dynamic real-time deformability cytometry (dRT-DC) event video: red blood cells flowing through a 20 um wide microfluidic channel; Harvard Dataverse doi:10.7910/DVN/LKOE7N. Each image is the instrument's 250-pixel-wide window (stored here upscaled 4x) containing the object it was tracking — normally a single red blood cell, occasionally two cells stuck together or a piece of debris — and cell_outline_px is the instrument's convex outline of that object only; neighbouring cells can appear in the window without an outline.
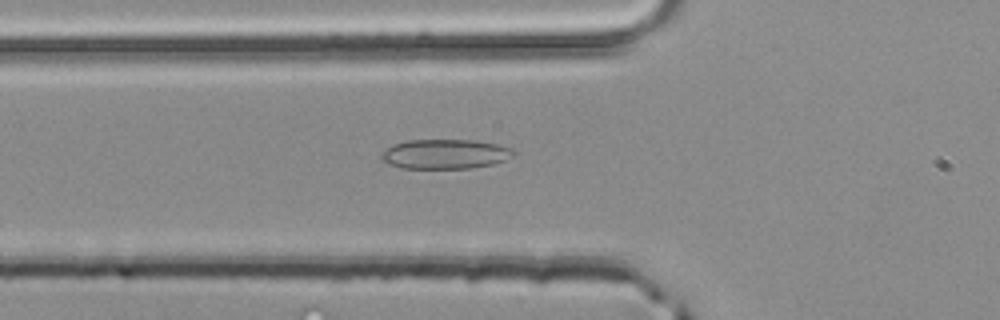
{"species": "common noctule bat (a hibernating species)", "species_latin": "Nyctalus noctula", "temperature_condition": "room temperature", "stored_images_in_passage": 34, "camera_frame_rate_fps": 3000, "um_per_image_px": 0.085, "animal": {"sex": "male", "body_mass_g": 20.4}, "frame": {"image": 1, "passage_image": 6, "time_ms": 1.667, "image_size_px": [1000, 320], "cell_outline_px": [[516, 152], [512, 156], [504, 160], [492, 164], [472, 168], [404, 168], [388, 164], [380, 160], [380, 156], [392, 144], [408, 140], [476, 140], [500, 144], [512, 148]], "centroid_in_image_um": [37.85, 13.09], "position_along_channel_um": 88.0, "area_um2": 22.89}}
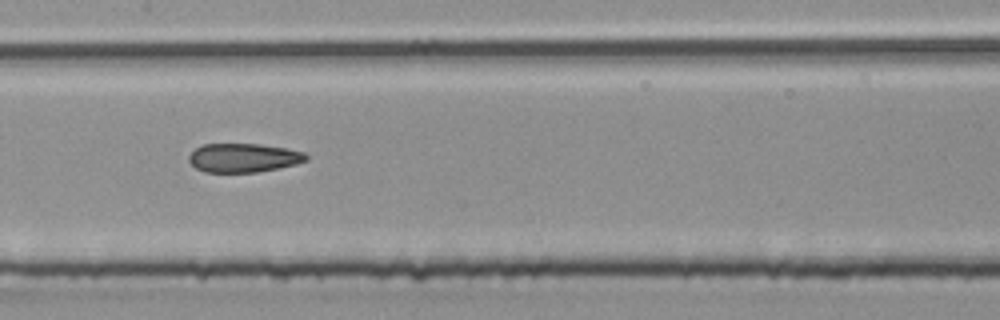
{"frame": {"image": 2, "passage_image": 13, "time_ms": 4.0, "image_size_px": [1000, 320], "cell_outline_px": [[308, 160], [296, 164], [256, 172], [204, 172], [196, 168], [188, 160], [188, 156], [196, 148], [204, 144], [260, 144], [288, 148], [304, 152], [308, 156]], "centroid_in_image_um": [20.71, 13.41], "position_along_channel_um": 186.7, "area_um2": 19.71}}
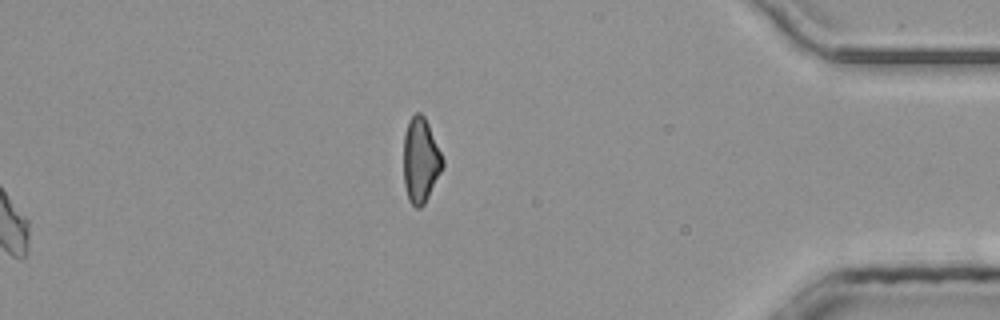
{"frame": {"image": 3, "passage_image": 31, "time_ms": 10.0, "image_size_px": [1000, 320], "cell_outline_px": [[444, 168], [424, 204], [420, 208], [416, 208], [408, 200], [404, 184], [404, 132], [408, 120], [416, 112], [420, 112], [424, 116], [428, 124], [444, 160]], "centroid_in_image_um": [35.75, 13.63], "position_along_channel_um": 399.4, "area_um2": 19.42}, "authors_computed_cell_mechanics": {"area_um2": 20.23, "velocity_mm_per_s": 4.1868, "shape_relaxation_time_tau1_ms": null, "shape_relaxation_time_tau2_ms": 2.3909, "deformation_change_tau1": null, "deformation_change_tau2": 0.0995}}